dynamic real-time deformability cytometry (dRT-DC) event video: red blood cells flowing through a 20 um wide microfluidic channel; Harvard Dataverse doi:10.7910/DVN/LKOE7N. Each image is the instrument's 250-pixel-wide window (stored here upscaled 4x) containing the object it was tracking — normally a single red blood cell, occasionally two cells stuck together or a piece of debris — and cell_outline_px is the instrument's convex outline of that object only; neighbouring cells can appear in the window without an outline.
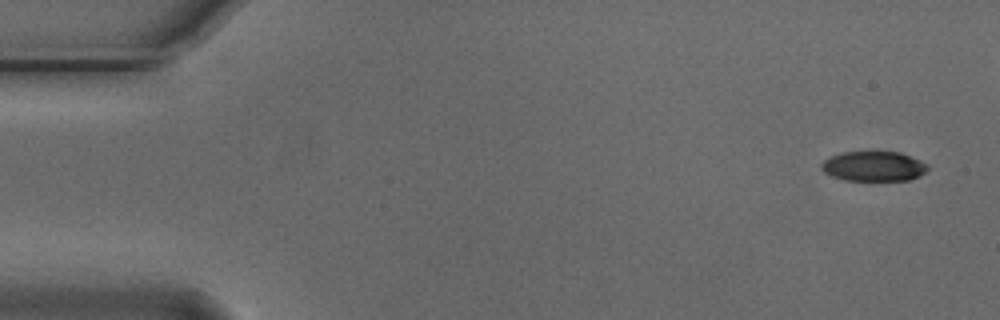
{"species": "Egyptian fruit bat (a non-hibernating species)", "species_latin": "Rousettus aegyptiacus", "temperature_condition": "cold", "stored_images_in_passage": 5, "camera_frame_rate_fps": 3000, "um_per_image_px": 0.085, "animal": {"sex": "male"}, "frame": {"image": 1, "passage_image": 1, "time_ms": 0.0, "image_size_px": [1000, 320], "cell_outline_px": [[928, 168], [920, 176], [908, 180], [844, 180], [832, 176], [824, 172], [820, 168], [820, 164], [824, 160], [832, 156], [844, 152], [872, 148], [876, 148], [900, 152], [920, 160], [928, 164]], "centroid_in_image_um": [74.25, 14.07], "position_along_channel_um": 10.7, "area_um2": 19.31}}